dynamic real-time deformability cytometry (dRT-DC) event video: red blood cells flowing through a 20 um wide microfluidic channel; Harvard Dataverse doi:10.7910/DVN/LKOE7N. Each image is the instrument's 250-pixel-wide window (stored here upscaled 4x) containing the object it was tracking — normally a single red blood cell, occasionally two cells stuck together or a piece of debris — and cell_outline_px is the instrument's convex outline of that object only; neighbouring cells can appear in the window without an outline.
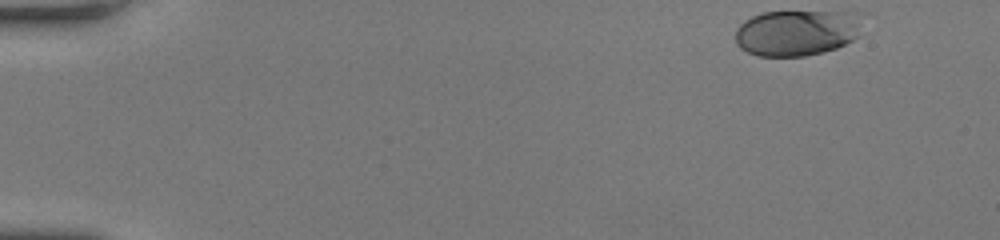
{"species": "human", "species_latin": "Homo sapiens", "temperature_condition": "room temperature", "stored_images_in_passage": 13, "camera_frame_rate_fps": 3000, "um_per_image_px": 0.085, "donor": {"sex": "female"}, "frame": {"image": 1, "passage_image": 1, "time_ms": 0.0, "image_size_px": [1000, 240], "cell_outline_px": [[868, 12], [860, 36], [836, 48], [824, 52], [804, 56], [760, 56], [748, 52], [740, 48], [736, 44], [736, 28], [744, 20], [752, 16], [764, 12]], "centroid_in_image_um": [67.85, 2.76], "position_along_channel_um": 17.2, "area_um2": 34.85}}
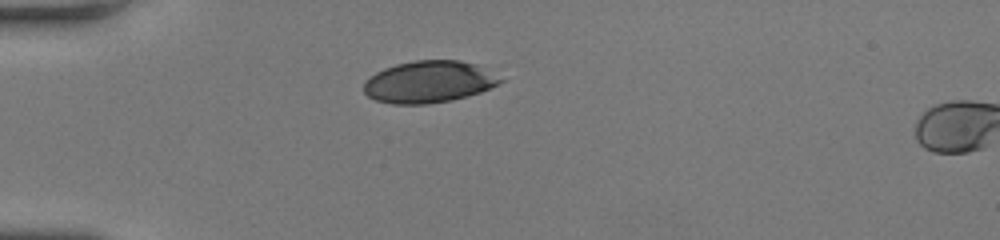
{"frame": {"image": 2, "passage_image": 11, "time_ms": 3.333, "image_size_px": [1000, 240], "cell_outline_px": [[504, 80], [480, 92], [468, 96], [452, 100], [428, 104], [392, 104], [376, 100], [368, 96], [364, 92], [364, 80], [376, 72], [384, 68], [396, 64], [416, 60], [460, 60], [476, 64]], "centroid_in_image_um": [36.41, 6.96], "position_along_channel_um": 48.6, "area_um2": 33.18}}